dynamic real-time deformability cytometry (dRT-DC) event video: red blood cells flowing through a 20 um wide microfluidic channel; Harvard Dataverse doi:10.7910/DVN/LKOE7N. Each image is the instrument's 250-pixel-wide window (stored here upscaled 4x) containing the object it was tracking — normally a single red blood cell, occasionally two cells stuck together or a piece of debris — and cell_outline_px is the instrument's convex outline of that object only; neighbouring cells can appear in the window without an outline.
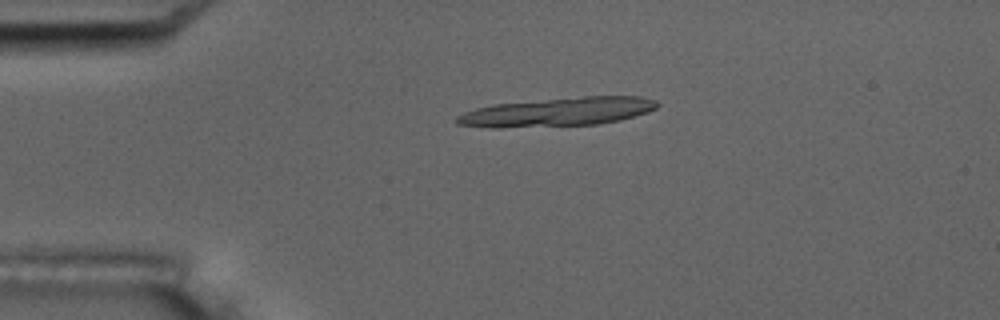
{"species": "common noctule bat (a hibernating species)", "species_latin": "Nyctalus noctula", "temperature_condition": "room temperature", "stored_images_in_passage": 6, "camera_frame_rate_fps": 3000, "um_per_image_px": 0.085, "animal": {"sex": "male", "body_mass_g": 17.5, "forearm_length_mm": 52.3}, "frame": {"image": 1, "passage_image": 4, "time_ms": 3.333, "image_size_px": [1000, 320], "cell_outline_px": [[660, 104], [656, 108], [648, 112], [620, 120], [600, 124], [496, 128], [492, 128], [456, 124], [456, 116], [464, 112], [476, 108], [492, 104], [584, 96], [640, 96], [656, 100]], "centroid_in_image_um": [47.41, 9.51], "position_along_channel_um": 37.6, "area_um2": 33.7}}